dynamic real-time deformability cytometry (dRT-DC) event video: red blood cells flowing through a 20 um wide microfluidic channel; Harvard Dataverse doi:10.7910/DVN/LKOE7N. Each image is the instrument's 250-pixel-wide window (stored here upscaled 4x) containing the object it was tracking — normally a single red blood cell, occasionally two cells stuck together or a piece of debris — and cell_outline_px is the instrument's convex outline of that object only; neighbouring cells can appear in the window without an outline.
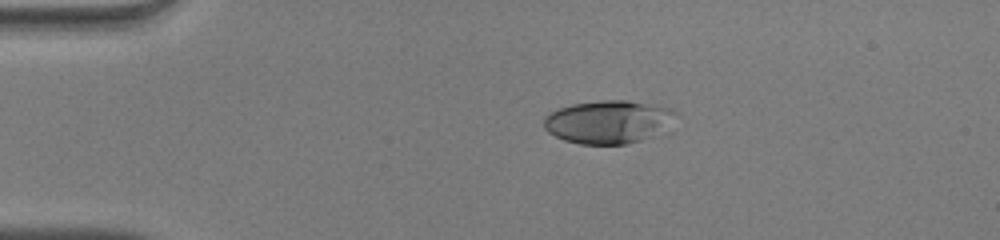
{"species": "human", "species_latin": "Homo sapiens", "temperature_condition": "warm", "stored_images_in_passage": 41, "camera_frame_rate_fps": 3000, "um_per_image_px": 0.085, "donor": {"sex": "male"}, "frame": {"image": 1, "passage_image": 1, "time_ms": 0.0, "image_size_px": [1000, 240], "cell_outline_px": [[680, 112], [660, 132], [652, 136], [628, 144], [580, 144], [564, 140], [548, 132], [544, 128], [544, 116], [548, 112], [572, 104], [604, 100], [624, 100], [672, 108]], "centroid_in_image_um": [51.68, 10.35], "position_along_channel_um": 33.3, "area_um2": 33.0}}
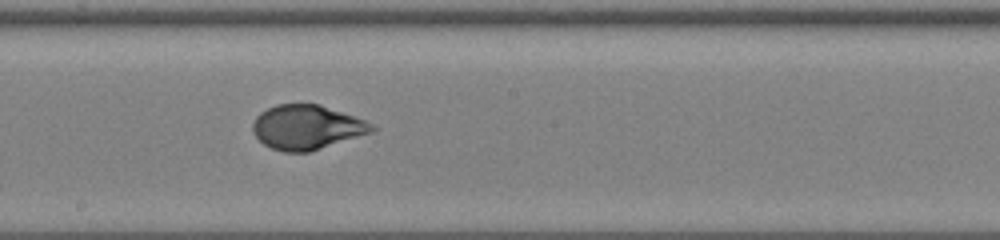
{"frame": {"image": 2, "passage_image": 19, "time_ms": 6.0, "image_size_px": [1000, 240], "cell_outline_px": [[376, 128], [372, 132], [308, 152], [284, 152], [272, 148], [264, 144], [252, 132], [252, 124], [256, 116], [260, 112], [276, 104], [320, 104], [364, 120], [372, 124]], "centroid_in_image_um": [26.04, 10.81], "position_along_channel_um": 222.2, "area_um2": 30.58}}
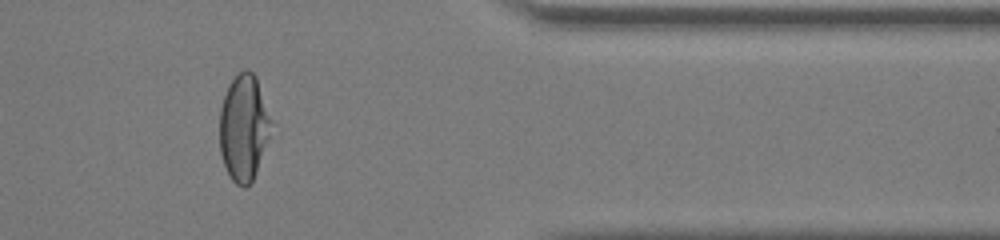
{"frame": {"image": 3, "passage_image": 33, "time_ms": 10.667, "image_size_px": [1000, 240], "cell_outline_px": [[272, 120], [256, 172], [252, 180], [244, 188], [236, 184], [232, 180], [224, 164], [220, 152], [220, 108], [228, 84], [244, 68], [248, 68], [256, 76]], "centroid_in_image_um": [20.69, 10.81], "position_along_channel_um": 390.7, "area_um2": 31.33}, "authors_computed_cell_mechanics": {"area_um2": 31.212, "velocity_mm_per_s": 4.0254, "shape_relaxation_time_tau1_ms": 5.684, "shape_relaxation_time_tau2_ms": null, "deformation_change_tau1": 0.257, "deformation_change_tau2": null}}